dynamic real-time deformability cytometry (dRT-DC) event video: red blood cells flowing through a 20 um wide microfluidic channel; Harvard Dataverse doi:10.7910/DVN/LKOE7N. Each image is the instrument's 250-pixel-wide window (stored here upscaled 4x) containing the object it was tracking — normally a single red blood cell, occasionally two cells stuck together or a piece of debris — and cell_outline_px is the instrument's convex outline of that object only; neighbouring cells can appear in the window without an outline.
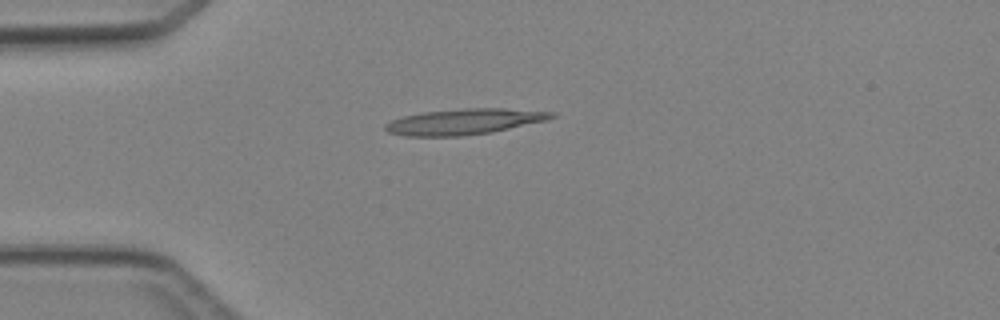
{"species": "Egyptian fruit bat (a non-hibernating species)", "species_latin": "Rousettus aegyptiacus", "temperature_condition": "cold", "stored_images_in_passage": 2, "camera_frame_rate_fps": 3000, "um_per_image_px": 0.085, "animal": {"sex": "female"}, "frame": {"image": 1, "passage_image": 1, "time_ms": 0.0, "image_size_px": [1000, 320], "cell_outline_px": [[556, 116], [548, 120], [492, 132], [460, 136], [404, 136], [388, 132], [384, 128], [384, 124], [392, 120], [404, 116], [424, 112], [464, 108], [504, 108], [556, 112]], "centroid_in_image_um": [39.48, 10.34], "position_along_channel_um": 45.5, "area_um2": 24.97}}